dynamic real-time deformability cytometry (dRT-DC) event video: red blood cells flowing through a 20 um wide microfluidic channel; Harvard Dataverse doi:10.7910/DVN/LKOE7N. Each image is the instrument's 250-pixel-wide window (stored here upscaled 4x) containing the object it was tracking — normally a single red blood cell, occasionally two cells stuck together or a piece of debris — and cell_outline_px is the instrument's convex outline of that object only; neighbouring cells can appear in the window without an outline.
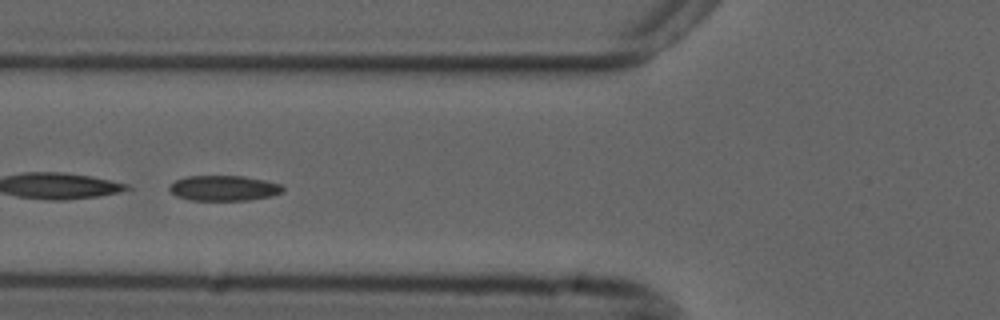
{"species": "common noctule bat (a hibernating species)", "species_latin": "Nyctalus noctula", "temperature_condition": "cold", "stored_images_in_passage": 14, "camera_frame_rate_fps": 3000, "um_per_image_px": 0.085, "animal": {"sex": "male", "forearm_length_mm": 52.5}, "frame": {"image": 1, "passage_image": 8, "time_ms": 2.333, "image_size_px": [1000, 320], "cell_outline_px": [[284, 192], [272, 196], [248, 200], [192, 200], [176, 196], [168, 188], [168, 184], [172, 180], [188, 176], [244, 176], [264, 180], [280, 184], [284, 188]], "centroid_in_image_um": [19.0, 15.98], "position_along_channel_um": 106.8, "area_um2": 16.88}}